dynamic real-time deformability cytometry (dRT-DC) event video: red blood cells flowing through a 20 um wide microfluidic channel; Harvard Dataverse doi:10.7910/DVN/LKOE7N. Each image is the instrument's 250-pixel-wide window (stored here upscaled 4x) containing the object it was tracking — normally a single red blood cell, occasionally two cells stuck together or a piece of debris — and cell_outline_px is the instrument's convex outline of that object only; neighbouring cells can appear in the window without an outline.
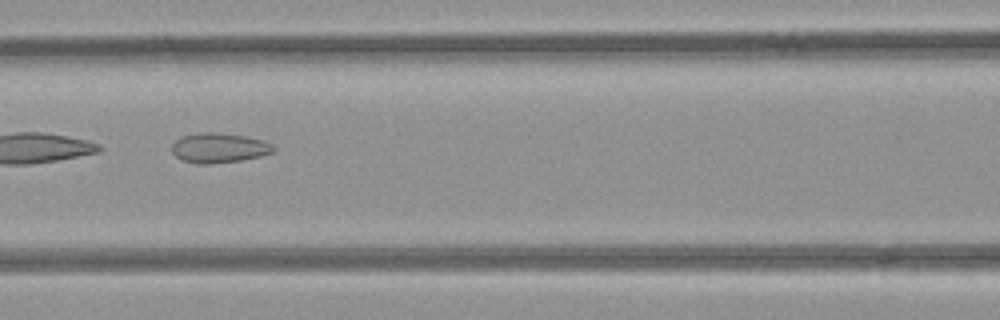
{"species": "common noctule bat (a hibernating species)", "species_latin": "Nyctalus noctula", "temperature_condition": "room temperature", "stored_images_in_passage": 6, "camera_frame_rate_fps": 3000, "um_per_image_px": 0.085, "animal": {"sex": "female", "body_mass_g": 21.9}, "frame": {"image": 1, "passage_image": 5, "time_ms": 1.333, "image_size_px": [1000, 320], "cell_outline_px": [[276, 148], [272, 152], [260, 156], [240, 160], [208, 164], [196, 164], [180, 160], [172, 152], [172, 144], [176, 140], [184, 136], [200, 132], [220, 132], [248, 136], [264, 140], [272, 144]], "centroid_in_image_um": [18.62, 12.56], "position_along_channel_um": 148.0, "area_um2": 17.8}}
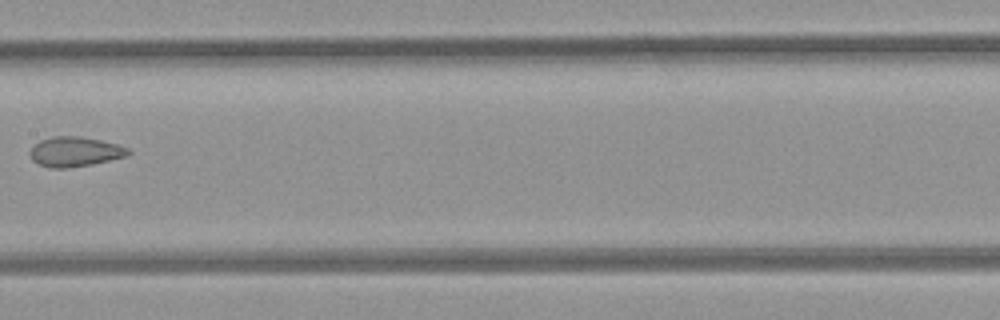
{"frame": {"image": 2, "passage_image": 6, "time_ms": 1.667, "image_size_px": [1000, 320], "cell_outline_px": [[132, 152], [124, 156], [92, 164], [64, 168], [52, 168], [40, 164], [32, 160], [28, 152], [40, 140], [52, 136], [80, 136], [100, 140], [116, 144], [128, 148]], "centroid_in_image_um": [6.34, 12.88], "position_along_channel_um": 201.1, "area_um2": 16.82}}